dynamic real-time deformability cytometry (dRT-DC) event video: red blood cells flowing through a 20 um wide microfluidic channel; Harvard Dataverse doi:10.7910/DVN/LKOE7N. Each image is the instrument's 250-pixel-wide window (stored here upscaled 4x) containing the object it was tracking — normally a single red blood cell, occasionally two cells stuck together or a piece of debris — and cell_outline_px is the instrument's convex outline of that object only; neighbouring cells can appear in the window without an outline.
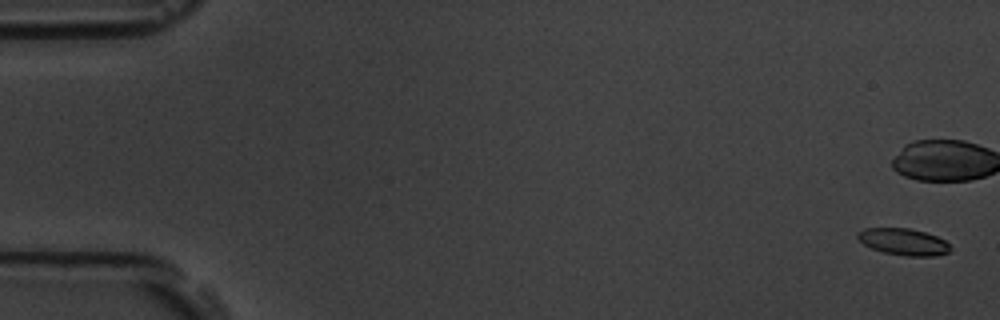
{"species": "common noctule bat (a hibernating species)", "species_latin": "Nyctalus noctula", "temperature_condition": "room temperature", "stored_images_in_passage": 17, "camera_frame_rate_fps": 3000, "um_per_image_px": 0.085, "animal": {"sex": "male", "body_mass_g": 19.5, "forearm_length_mm": 54.6}, "frame": {"image": 1, "passage_image": 1, "time_ms": 0.0, "image_size_px": [1000, 320], "cell_outline_px": [[952, 248], [948, 252], [936, 256], [904, 256], [884, 252], [872, 248], [864, 244], [856, 236], [856, 232], [864, 228], [908, 228], [924, 232], [936, 236], [944, 240]], "centroid_in_image_um": [76.79, 20.55], "position_along_channel_um": 8.2, "area_um2": 14.39}, "authors_computed_cell_mechanics": {"area_um2": 15.4904, "velocity_mm_per_s": 3.6449, "shape_relaxation_time_tau1_ms": 6.3438, "shape_relaxation_time_tau2_ms": 2.2148, "deformation_change_tau1": 0.1252, "deformation_change_tau2": 0.0698}}